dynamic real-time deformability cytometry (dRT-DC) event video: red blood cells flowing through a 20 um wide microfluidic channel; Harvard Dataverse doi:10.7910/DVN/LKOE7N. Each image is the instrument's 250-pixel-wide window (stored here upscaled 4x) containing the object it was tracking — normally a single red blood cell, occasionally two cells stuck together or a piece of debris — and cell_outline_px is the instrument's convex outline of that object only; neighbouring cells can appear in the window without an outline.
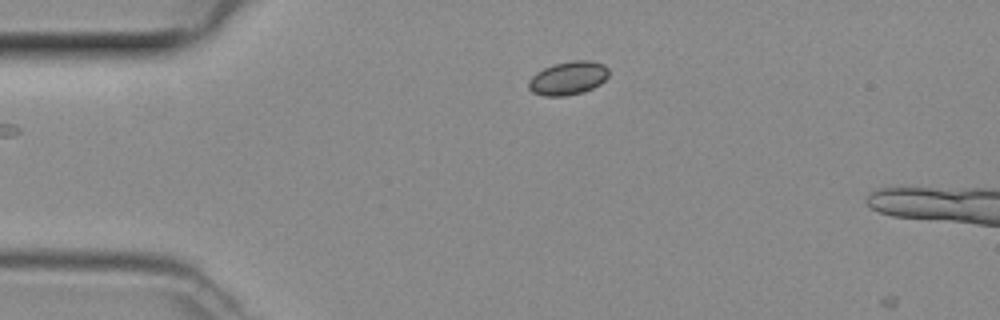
{"species": "common noctule bat (a hibernating species)", "species_latin": "Nyctalus noctula", "temperature_condition": "room temperature", "stored_images_in_passage": 2, "camera_frame_rate_fps": 3000, "um_per_image_px": 0.085, "animal": {"sex": "female", "body_mass_g": 29.2, "forearm_length_mm": 56.3}, "frame": {"image": 1, "passage_image": 1, "time_ms": 0.0, "image_size_px": [1000, 320], "cell_outline_px": [[608, 76], [600, 84], [584, 92], [564, 96], [544, 96], [532, 92], [528, 88], [528, 80], [536, 72], [552, 64], [572, 60], [592, 60], [604, 64], [608, 68]], "centroid_in_image_um": [48.28, 6.63], "position_along_channel_um": 36.7, "area_um2": 15.84}}